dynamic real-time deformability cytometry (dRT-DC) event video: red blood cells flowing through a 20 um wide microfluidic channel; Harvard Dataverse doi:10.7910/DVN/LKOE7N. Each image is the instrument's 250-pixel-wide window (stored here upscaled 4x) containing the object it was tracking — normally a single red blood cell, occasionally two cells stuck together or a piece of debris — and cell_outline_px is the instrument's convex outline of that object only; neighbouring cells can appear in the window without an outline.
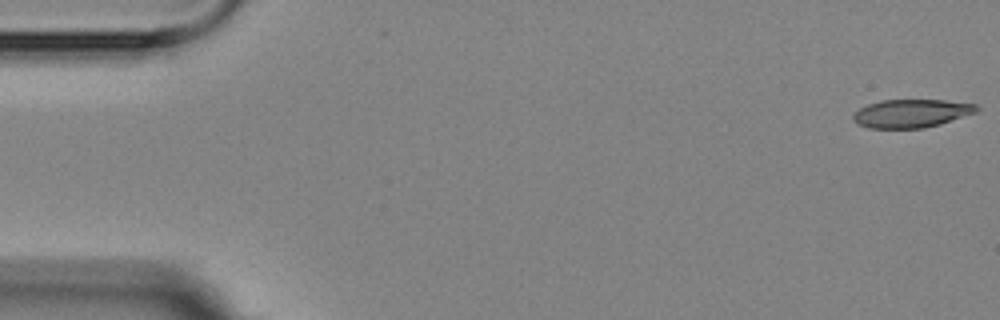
{"species": "Egyptian fruit bat (a non-hibernating species)", "species_latin": "Rousettus aegyptiacus", "temperature_condition": "room temperature", "stored_images_in_passage": 4, "camera_frame_rate_fps": 3000, "um_per_image_px": 0.085, "animal": {"sex": "female"}, "frame": {"image": 1, "passage_image": 1, "time_ms": 0.0, "image_size_px": [1000, 320], "cell_outline_px": [[980, 108], [976, 112], [940, 124], [924, 128], [868, 128], [856, 124], [852, 116], [860, 108], [868, 104], [880, 100], [944, 100], [976, 104]], "centroid_in_image_um": [77.45, 9.64], "position_along_channel_um": 7.5, "area_um2": 20.29}}